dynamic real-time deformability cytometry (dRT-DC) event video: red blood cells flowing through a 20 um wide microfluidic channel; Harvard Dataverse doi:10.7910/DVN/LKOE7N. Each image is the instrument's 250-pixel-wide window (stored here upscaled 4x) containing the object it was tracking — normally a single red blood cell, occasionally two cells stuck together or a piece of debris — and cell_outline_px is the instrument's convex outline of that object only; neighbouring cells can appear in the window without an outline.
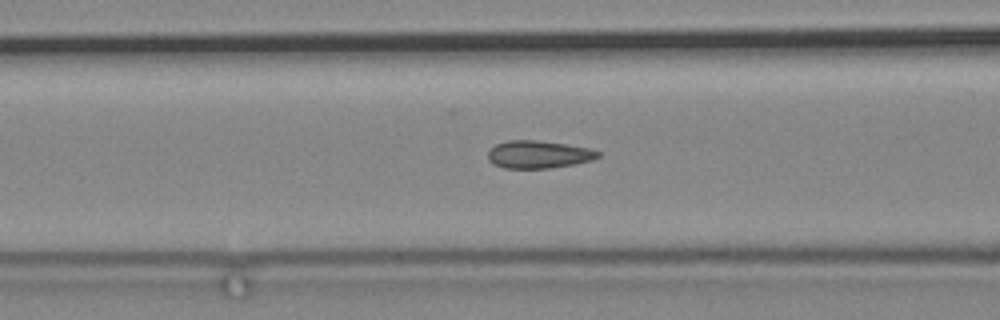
{"species": "common noctule bat (a hibernating species)", "species_latin": "Nyctalus noctula", "temperature_condition": "cold", "stored_images_in_passage": 49, "camera_frame_rate_fps": 3000, "um_per_image_px": 0.085, "animal": {"sex": "male", "body_mass_g": 19.2, "forearm_length_mm": 51.8}, "frame": {"image": 1, "passage_image": 11, "time_ms": 3.333, "image_size_px": [1000, 320], "cell_outline_px": [[600, 156], [592, 160], [576, 164], [548, 168], [504, 168], [488, 160], [488, 152], [496, 144], [508, 140], [536, 140], [592, 148], [600, 152]], "centroid_in_image_um": [45.81, 13.12], "position_along_channel_um": 120.8, "area_um2": 17.69}}
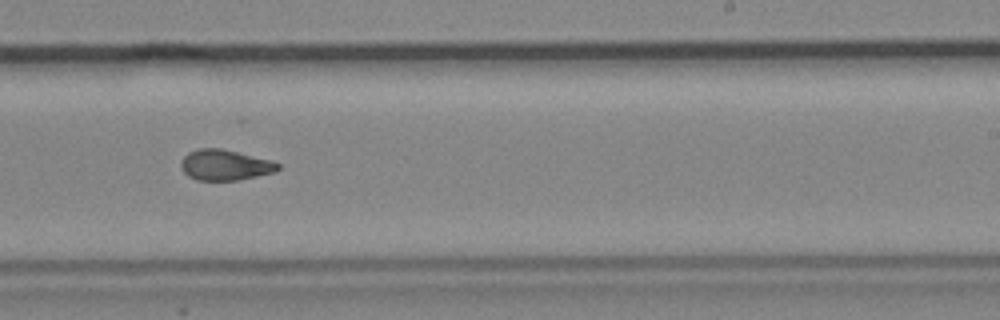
{"frame": {"image": 2, "passage_image": 25, "time_ms": 8.0, "image_size_px": [1000, 320], "cell_outline_px": [[280, 168], [276, 172], [240, 180], [196, 180], [188, 176], [180, 168], [180, 160], [188, 152], [200, 148], [220, 148], [272, 160], [280, 164]], "centroid_in_image_um": [19.12, 14.03], "position_along_channel_um": 269.9, "area_um2": 17.51}}
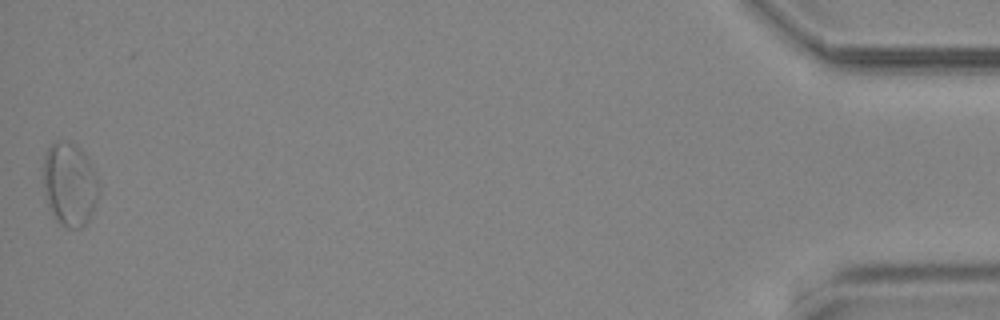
{"frame": {"image": 3, "passage_image": 49, "time_ms": 16.0, "image_size_px": [1000, 320], "cell_outline_px": [[100, 188], [92, 212], [88, 220], [80, 228], [68, 228], [60, 224], [52, 216], [48, 208], [44, 196], [44, 156], [48, 148], [56, 140], [60, 140], [72, 144], [80, 148], [96, 172]], "centroid_in_image_um": [5.91, 15.69], "position_along_channel_um": 429.3, "area_um2": 27.05}}